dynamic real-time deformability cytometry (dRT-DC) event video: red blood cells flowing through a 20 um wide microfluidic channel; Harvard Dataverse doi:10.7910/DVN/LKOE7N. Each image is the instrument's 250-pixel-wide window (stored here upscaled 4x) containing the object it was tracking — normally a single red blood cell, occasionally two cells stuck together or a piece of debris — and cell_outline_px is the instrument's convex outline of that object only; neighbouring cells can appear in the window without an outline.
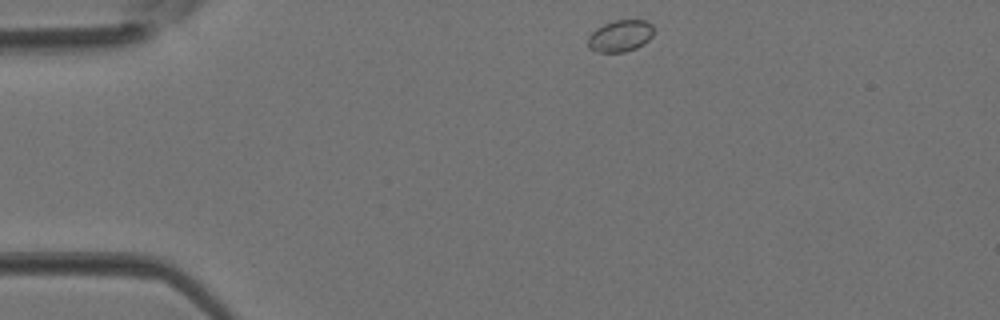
{"species": "Egyptian fruit bat (a non-hibernating species)", "species_latin": "Rousettus aegyptiacus", "temperature_condition": "room temperature", "stored_images_in_passage": 2, "camera_frame_rate_fps": 3000, "um_per_image_px": 0.085, "animal": {"sex": "female"}, "frame": {"image": 1, "passage_image": 1, "time_ms": 0.0, "image_size_px": [1000, 320], "cell_outline_px": [[652, 36], [644, 44], [636, 48], [624, 52], [600, 52], [588, 48], [588, 36], [596, 28], [604, 24], [616, 20], [644, 20], [652, 24]], "centroid_in_image_um": [52.71, 3.05], "position_along_channel_um": 32.3, "area_um2": 12.08}}